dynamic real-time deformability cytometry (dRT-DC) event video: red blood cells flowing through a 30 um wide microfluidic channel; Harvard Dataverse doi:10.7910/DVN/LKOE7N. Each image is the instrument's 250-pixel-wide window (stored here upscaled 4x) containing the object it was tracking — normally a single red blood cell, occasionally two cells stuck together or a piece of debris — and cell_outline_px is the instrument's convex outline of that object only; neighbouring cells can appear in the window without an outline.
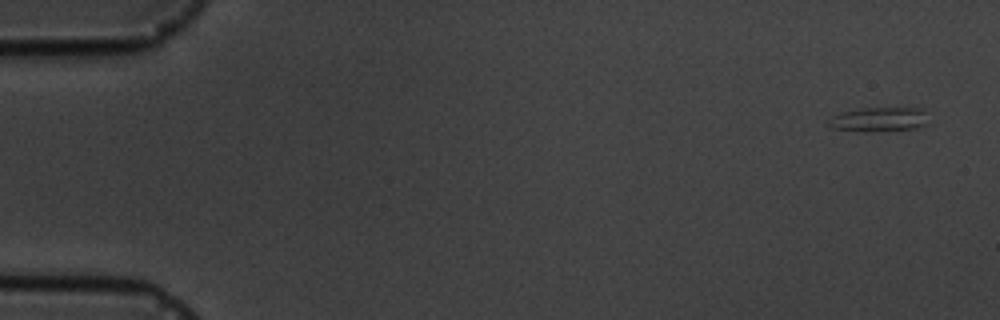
{"species": "common noctule bat (a hibernating species)", "species_latin": "Nyctalus noctula", "temperature_condition": "cold", "stored_images_in_passage": 5, "camera_frame_rate_fps": 3000, "um_per_image_px": 0.085, "animal": {"sex": "male", "body_mass_g": 19.5, "forearm_length_mm": 54.6}, "frame": {"image": 1, "passage_image": 1, "time_ms": 0.0, "image_size_px": [1000, 320], "cell_outline_px": [[928, 124], [916, 128], [832, 128], [828, 124], [832, 116], [844, 112], [864, 108], [924, 108]], "centroid_in_image_um": [74.82, 10.07], "position_along_channel_um": 10.2, "area_um2": 12.83}}
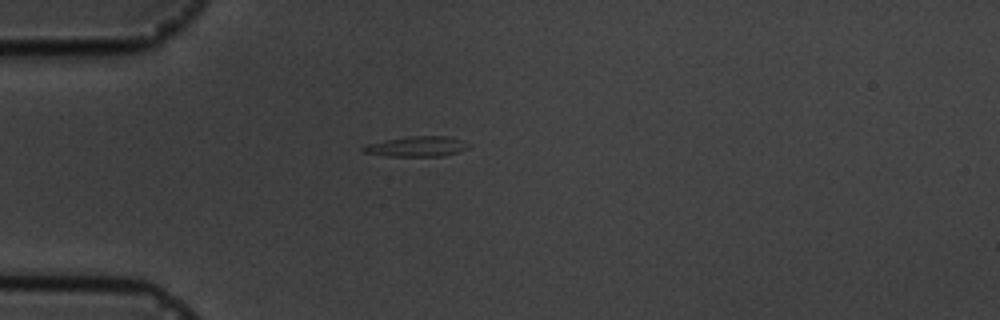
{"frame": {"image": 2, "passage_image": 4, "time_ms": 4.333, "image_size_px": [1000, 320], "cell_outline_px": [[472, 144], [468, 148], [444, 156], [388, 156], [364, 152], [360, 148], [368, 144], [408, 136], [448, 136]], "centroid_in_image_um": [35.47, 12.45], "position_along_channel_um": 49.5, "area_um2": 12.25}}